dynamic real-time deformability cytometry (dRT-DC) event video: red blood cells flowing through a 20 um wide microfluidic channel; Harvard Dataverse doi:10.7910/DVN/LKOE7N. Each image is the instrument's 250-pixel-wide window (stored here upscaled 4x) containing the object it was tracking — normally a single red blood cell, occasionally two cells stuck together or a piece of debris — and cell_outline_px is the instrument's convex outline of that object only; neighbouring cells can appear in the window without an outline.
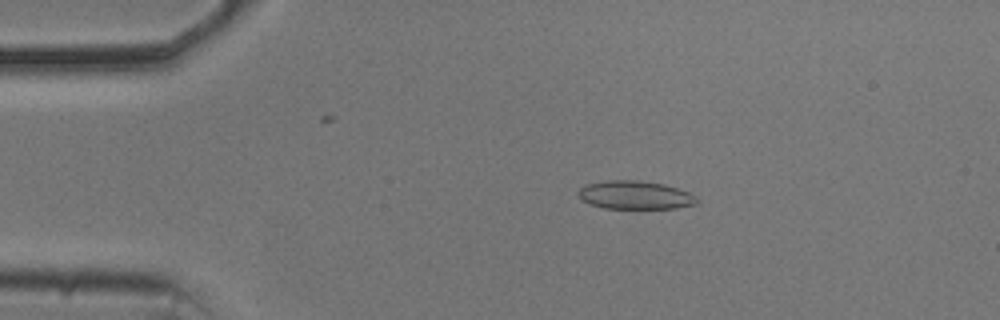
{"species": "common noctule bat (a hibernating species)", "species_latin": "Nyctalus noctula", "temperature_condition": "cold", "stored_images_in_passage": 31, "camera_frame_rate_fps": 3000, "um_per_image_px": 0.085, "animal": {"sex": "male", "body_mass_g": 20.5, "forearm_length_mm": 52.5}, "frame": {"image": 1, "passage_image": 10, "time_ms": 3.0, "image_size_px": [1000, 320], "cell_outline_px": [[700, 200], [696, 204], [676, 208], [604, 208], [588, 204], [576, 192], [584, 184], [604, 180], [636, 180], [664, 184], [688, 192], [696, 196]], "centroid_in_image_um": [53.96, 16.57], "position_along_channel_um": 31.0, "area_um2": 19.65}}
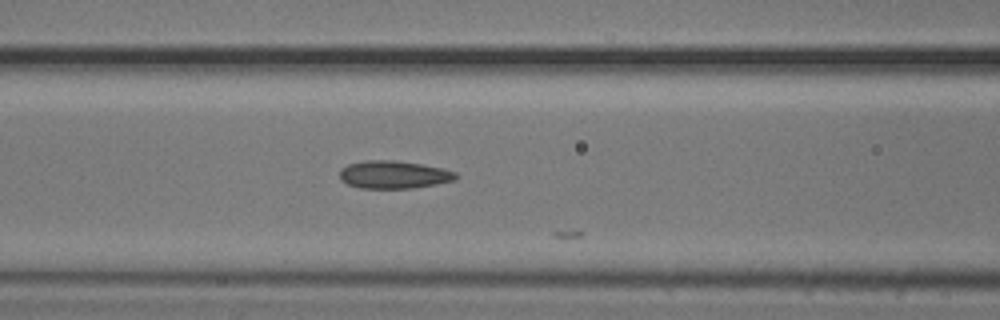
{"frame": {"image": 2, "passage_image": 22, "time_ms": 7.0, "image_size_px": [1000, 320], "cell_outline_px": [[456, 180], [436, 184], [412, 188], [360, 188], [348, 184], [340, 180], [340, 168], [348, 164], [368, 160], [392, 160], [420, 164], [444, 168], [456, 172]], "centroid_in_image_um": [33.46, 14.84], "position_along_channel_um": 133.1, "area_um2": 18.79}}
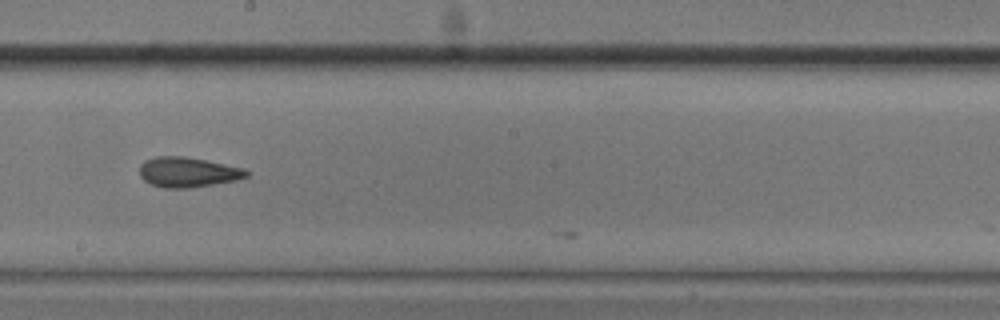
{"frame": {"image": 3, "passage_image": 30, "time_ms": 9.667, "image_size_px": [1000, 320], "cell_outline_px": [[248, 176], [236, 180], [188, 188], [164, 188], [152, 184], [144, 180], [140, 176], [140, 164], [144, 160], [156, 156], [184, 156], [244, 168], [248, 172]], "centroid_in_image_um": [15.93, 14.63], "position_along_channel_um": 232.3, "area_um2": 18.55}}